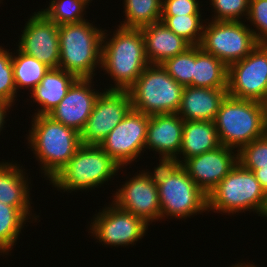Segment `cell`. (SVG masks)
Listing matches in <instances>:
<instances>
[{"instance_id": "obj_1", "label": "cell", "mask_w": 267, "mask_h": 267, "mask_svg": "<svg viewBox=\"0 0 267 267\" xmlns=\"http://www.w3.org/2000/svg\"><path fill=\"white\" fill-rule=\"evenodd\" d=\"M105 31L102 37L101 69L114 81V86L111 85L108 90H128L149 65L144 36L141 29L121 26L110 38Z\"/></svg>"}, {"instance_id": "obj_2", "label": "cell", "mask_w": 267, "mask_h": 267, "mask_svg": "<svg viewBox=\"0 0 267 267\" xmlns=\"http://www.w3.org/2000/svg\"><path fill=\"white\" fill-rule=\"evenodd\" d=\"M31 124L28 148L32 147L42 173L51 181L82 145L80 133L48 115L34 116Z\"/></svg>"}, {"instance_id": "obj_3", "label": "cell", "mask_w": 267, "mask_h": 267, "mask_svg": "<svg viewBox=\"0 0 267 267\" xmlns=\"http://www.w3.org/2000/svg\"><path fill=\"white\" fill-rule=\"evenodd\" d=\"M154 168L161 220L168 216L183 220L208 211L207 195L180 164L159 162Z\"/></svg>"}, {"instance_id": "obj_4", "label": "cell", "mask_w": 267, "mask_h": 267, "mask_svg": "<svg viewBox=\"0 0 267 267\" xmlns=\"http://www.w3.org/2000/svg\"><path fill=\"white\" fill-rule=\"evenodd\" d=\"M104 30L88 21L59 25V68L76 78H91L101 68Z\"/></svg>"}, {"instance_id": "obj_5", "label": "cell", "mask_w": 267, "mask_h": 267, "mask_svg": "<svg viewBox=\"0 0 267 267\" xmlns=\"http://www.w3.org/2000/svg\"><path fill=\"white\" fill-rule=\"evenodd\" d=\"M220 144L236 149L265 135L264 103L227 95L214 119Z\"/></svg>"}, {"instance_id": "obj_6", "label": "cell", "mask_w": 267, "mask_h": 267, "mask_svg": "<svg viewBox=\"0 0 267 267\" xmlns=\"http://www.w3.org/2000/svg\"><path fill=\"white\" fill-rule=\"evenodd\" d=\"M119 170H122L121 166L99 145L82 144L50 184L59 191L70 193L92 190L108 182Z\"/></svg>"}, {"instance_id": "obj_7", "label": "cell", "mask_w": 267, "mask_h": 267, "mask_svg": "<svg viewBox=\"0 0 267 267\" xmlns=\"http://www.w3.org/2000/svg\"><path fill=\"white\" fill-rule=\"evenodd\" d=\"M265 195L254 173L238 162L207 195L208 212L230 215L253 210L260 215Z\"/></svg>"}, {"instance_id": "obj_8", "label": "cell", "mask_w": 267, "mask_h": 267, "mask_svg": "<svg viewBox=\"0 0 267 267\" xmlns=\"http://www.w3.org/2000/svg\"><path fill=\"white\" fill-rule=\"evenodd\" d=\"M183 88L162 65L149 64L128 89L132 109L149 116L177 113Z\"/></svg>"}, {"instance_id": "obj_9", "label": "cell", "mask_w": 267, "mask_h": 267, "mask_svg": "<svg viewBox=\"0 0 267 267\" xmlns=\"http://www.w3.org/2000/svg\"><path fill=\"white\" fill-rule=\"evenodd\" d=\"M244 22V23H243ZM259 43L245 21H210L204 25L200 48L227 67L244 59Z\"/></svg>"}, {"instance_id": "obj_10", "label": "cell", "mask_w": 267, "mask_h": 267, "mask_svg": "<svg viewBox=\"0 0 267 267\" xmlns=\"http://www.w3.org/2000/svg\"><path fill=\"white\" fill-rule=\"evenodd\" d=\"M227 92L237 99L267 102V44L228 66Z\"/></svg>"}, {"instance_id": "obj_11", "label": "cell", "mask_w": 267, "mask_h": 267, "mask_svg": "<svg viewBox=\"0 0 267 267\" xmlns=\"http://www.w3.org/2000/svg\"><path fill=\"white\" fill-rule=\"evenodd\" d=\"M94 216L89 232L105 246L134 245L146 235L150 226L142 218L119 208L113 202Z\"/></svg>"}, {"instance_id": "obj_12", "label": "cell", "mask_w": 267, "mask_h": 267, "mask_svg": "<svg viewBox=\"0 0 267 267\" xmlns=\"http://www.w3.org/2000/svg\"><path fill=\"white\" fill-rule=\"evenodd\" d=\"M131 109L128 90L105 88L97 98L93 111L80 132L81 143L99 145Z\"/></svg>"}, {"instance_id": "obj_13", "label": "cell", "mask_w": 267, "mask_h": 267, "mask_svg": "<svg viewBox=\"0 0 267 267\" xmlns=\"http://www.w3.org/2000/svg\"><path fill=\"white\" fill-rule=\"evenodd\" d=\"M148 122L149 115L131 109L99 146L124 169L144 152Z\"/></svg>"}, {"instance_id": "obj_14", "label": "cell", "mask_w": 267, "mask_h": 267, "mask_svg": "<svg viewBox=\"0 0 267 267\" xmlns=\"http://www.w3.org/2000/svg\"><path fill=\"white\" fill-rule=\"evenodd\" d=\"M112 202L150 225L161 220L160 200L154 172L142 170L116 189ZM150 222V223H149Z\"/></svg>"}, {"instance_id": "obj_15", "label": "cell", "mask_w": 267, "mask_h": 267, "mask_svg": "<svg viewBox=\"0 0 267 267\" xmlns=\"http://www.w3.org/2000/svg\"><path fill=\"white\" fill-rule=\"evenodd\" d=\"M26 22L18 41L19 50L50 68H59V26L41 11L34 12Z\"/></svg>"}, {"instance_id": "obj_16", "label": "cell", "mask_w": 267, "mask_h": 267, "mask_svg": "<svg viewBox=\"0 0 267 267\" xmlns=\"http://www.w3.org/2000/svg\"><path fill=\"white\" fill-rule=\"evenodd\" d=\"M236 151L221 145L212 151L186 159L181 166L197 186L208 195L238 163Z\"/></svg>"}, {"instance_id": "obj_17", "label": "cell", "mask_w": 267, "mask_h": 267, "mask_svg": "<svg viewBox=\"0 0 267 267\" xmlns=\"http://www.w3.org/2000/svg\"><path fill=\"white\" fill-rule=\"evenodd\" d=\"M92 83L91 78H78L63 100L47 115L80 133L101 94L91 88Z\"/></svg>"}, {"instance_id": "obj_18", "label": "cell", "mask_w": 267, "mask_h": 267, "mask_svg": "<svg viewBox=\"0 0 267 267\" xmlns=\"http://www.w3.org/2000/svg\"><path fill=\"white\" fill-rule=\"evenodd\" d=\"M183 126L184 120L177 113L149 116L144 151L148 148L158 152L159 162L180 159Z\"/></svg>"}, {"instance_id": "obj_19", "label": "cell", "mask_w": 267, "mask_h": 267, "mask_svg": "<svg viewBox=\"0 0 267 267\" xmlns=\"http://www.w3.org/2000/svg\"><path fill=\"white\" fill-rule=\"evenodd\" d=\"M227 95V89L186 86L183 88L177 114L184 121H214Z\"/></svg>"}, {"instance_id": "obj_20", "label": "cell", "mask_w": 267, "mask_h": 267, "mask_svg": "<svg viewBox=\"0 0 267 267\" xmlns=\"http://www.w3.org/2000/svg\"><path fill=\"white\" fill-rule=\"evenodd\" d=\"M141 31L149 64L161 65L191 47L186 40L176 35L161 21L151 23L141 28Z\"/></svg>"}, {"instance_id": "obj_21", "label": "cell", "mask_w": 267, "mask_h": 267, "mask_svg": "<svg viewBox=\"0 0 267 267\" xmlns=\"http://www.w3.org/2000/svg\"><path fill=\"white\" fill-rule=\"evenodd\" d=\"M0 162V201L17 208L28 220L33 216L30 188L22 165ZM31 209V210H30ZM31 215V216H30Z\"/></svg>"}, {"instance_id": "obj_22", "label": "cell", "mask_w": 267, "mask_h": 267, "mask_svg": "<svg viewBox=\"0 0 267 267\" xmlns=\"http://www.w3.org/2000/svg\"><path fill=\"white\" fill-rule=\"evenodd\" d=\"M77 79L61 68H51L30 92L33 102L41 106L33 115L49 114L63 100Z\"/></svg>"}, {"instance_id": "obj_23", "label": "cell", "mask_w": 267, "mask_h": 267, "mask_svg": "<svg viewBox=\"0 0 267 267\" xmlns=\"http://www.w3.org/2000/svg\"><path fill=\"white\" fill-rule=\"evenodd\" d=\"M221 146L214 121H184L181 150L182 160H174L182 164L186 159L212 151Z\"/></svg>"}, {"instance_id": "obj_24", "label": "cell", "mask_w": 267, "mask_h": 267, "mask_svg": "<svg viewBox=\"0 0 267 267\" xmlns=\"http://www.w3.org/2000/svg\"><path fill=\"white\" fill-rule=\"evenodd\" d=\"M228 67L212 54L195 46L193 87L227 89Z\"/></svg>"}, {"instance_id": "obj_25", "label": "cell", "mask_w": 267, "mask_h": 267, "mask_svg": "<svg viewBox=\"0 0 267 267\" xmlns=\"http://www.w3.org/2000/svg\"><path fill=\"white\" fill-rule=\"evenodd\" d=\"M14 54L12 53V65L16 91L25 87L31 92L51 68L19 49Z\"/></svg>"}, {"instance_id": "obj_26", "label": "cell", "mask_w": 267, "mask_h": 267, "mask_svg": "<svg viewBox=\"0 0 267 267\" xmlns=\"http://www.w3.org/2000/svg\"><path fill=\"white\" fill-rule=\"evenodd\" d=\"M163 0H124L125 20L119 26L141 29L161 21Z\"/></svg>"}, {"instance_id": "obj_27", "label": "cell", "mask_w": 267, "mask_h": 267, "mask_svg": "<svg viewBox=\"0 0 267 267\" xmlns=\"http://www.w3.org/2000/svg\"><path fill=\"white\" fill-rule=\"evenodd\" d=\"M27 218L15 207L0 201V251L7 253L13 249ZM24 224V225H23Z\"/></svg>"}, {"instance_id": "obj_28", "label": "cell", "mask_w": 267, "mask_h": 267, "mask_svg": "<svg viewBox=\"0 0 267 267\" xmlns=\"http://www.w3.org/2000/svg\"><path fill=\"white\" fill-rule=\"evenodd\" d=\"M201 15L162 16L161 22L191 46L200 45L204 24Z\"/></svg>"}, {"instance_id": "obj_29", "label": "cell", "mask_w": 267, "mask_h": 267, "mask_svg": "<svg viewBox=\"0 0 267 267\" xmlns=\"http://www.w3.org/2000/svg\"><path fill=\"white\" fill-rule=\"evenodd\" d=\"M87 7L83 0H51L48 7L40 11L59 26L86 21L84 14Z\"/></svg>"}, {"instance_id": "obj_30", "label": "cell", "mask_w": 267, "mask_h": 267, "mask_svg": "<svg viewBox=\"0 0 267 267\" xmlns=\"http://www.w3.org/2000/svg\"><path fill=\"white\" fill-rule=\"evenodd\" d=\"M162 67L183 87H193L195 46L163 62Z\"/></svg>"}, {"instance_id": "obj_31", "label": "cell", "mask_w": 267, "mask_h": 267, "mask_svg": "<svg viewBox=\"0 0 267 267\" xmlns=\"http://www.w3.org/2000/svg\"><path fill=\"white\" fill-rule=\"evenodd\" d=\"M237 153L238 162L244 168H267V135L244 145Z\"/></svg>"}, {"instance_id": "obj_32", "label": "cell", "mask_w": 267, "mask_h": 267, "mask_svg": "<svg viewBox=\"0 0 267 267\" xmlns=\"http://www.w3.org/2000/svg\"><path fill=\"white\" fill-rule=\"evenodd\" d=\"M12 52L0 46V101L13 104L17 98Z\"/></svg>"}, {"instance_id": "obj_33", "label": "cell", "mask_w": 267, "mask_h": 267, "mask_svg": "<svg viewBox=\"0 0 267 267\" xmlns=\"http://www.w3.org/2000/svg\"><path fill=\"white\" fill-rule=\"evenodd\" d=\"M213 21H242L248 17L250 0H211Z\"/></svg>"}, {"instance_id": "obj_34", "label": "cell", "mask_w": 267, "mask_h": 267, "mask_svg": "<svg viewBox=\"0 0 267 267\" xmlns=\"http://www.w3.org/2000/svg\"><path fill=\"white\" fill-rule=\"evenodd\" d=\"M248 20L257 42L267 44V0H250Z\"/></svg>"}, {"instance_id": "obj_35", "label": "cell", "mask_w": 267, "mask_h": 267, "mask_svg": "<svg viewBox=\"0 0 267 267\" xmlns=\"http://www.w3.org/2000/svg\"><path fill=\"white\" fill-rule=\"evenodd\" d=\"M198 0H163L162 16L202 15Z\"/></svg>"}, {"instance_id": "obj_36", "label": "cell", "mask_w": 267, "mask_h": 267, "mask_svg": "<svg viewBox=\"0 0 267 267\" xmlns=\"http://www.w3.org/2000/svg\"><path fill=\"white\" fill-rule=\"evenodd\" d=\"M251 170L256 179L259 181L261 187L267 192V168L248 169Z\"/></svg>"}, {"instance_id": "obj_37", "label": "cell", "mask_w": 267, "mask_h": 267, "mask_svg": "<svg viewBox=\"0 0 267 267\" xmlns=\"http://www.w3.org/2000/svg\"><path fill=\"white\" fill-rule=\"evenodd\" d=\"M13 105L0 101V132L3 130V126L5 125L6 121V114L9 112L10 108H12Z\"/></svg>"}, {"instance_id": "obj_38", "label": "cell", "mask_w": 267, "mask_h": 267, "mask_svg": "<svg viewBox=\"0 0 267 267\" xmlns=\"http://www.w3.org/2000/svg\"><path fill=\"white\" fill-rule=\"evenodd\" d=\"M260 214L261 215H259V216H261V217H263V216L267 217V192H266V195H265L264 205H263V208H262Z\"/></svg>"}, {"instance_id": "obj_39", "label": "cell", "mask_w": 267, "mask_h": 267, "mask_svg": "<svg viewBox=\"0 0 267 267\" xmlns=\"http://www.w3.org/2000/svg\"><path fill=\"white\" fill-rule=\"evenodd\" d=\"M265 107V135H267V102L264 103Z\"/></svg>"}, {"instance_id": "obj_40", "label": "cell", "mask_w": 267, "mask_h": 267, "mask_svg": "<svg viewBox=\"0 0 267 267\" xmlns=\"http://www.w3.org/2000/svg\"><path fill=\"white\" fill-rule=\"evenodd\" d=\"M247 263V264H246ZM243 262L242 263V267H258V266H254L255 264L253 263V264H250V262L248 263V262ZM249 264V265H248Z\"/></svg>"}, {"instance_id": "obj_41", "label": "cell", "mask_w": 267, "mask_h": 267, "mask_svg": "<svg viewBox=\"0 0 267 267\" xmlns=\"http://www.w3.org/2000/svg\"><path fill=\"white\" fill-rule=\"evenodd\" d=\"M231 267H242V263L238 262V264H235V265L233 264Z\"/></svg>"}, {"instance_id": "obj_42", "label": "cell", "mask_w": 267, "mask_h": 267, "mask_svg": "<svg viewBox=\"0 0 267 267\" xmlns=\"http://www.w3.org/2000/svg\"><path fill=\"white\" fill-rule=\"evenodd\" d=\"M87 5H89L88 3H90L92 0H83Z\"/></svg>"}]
</instances>
